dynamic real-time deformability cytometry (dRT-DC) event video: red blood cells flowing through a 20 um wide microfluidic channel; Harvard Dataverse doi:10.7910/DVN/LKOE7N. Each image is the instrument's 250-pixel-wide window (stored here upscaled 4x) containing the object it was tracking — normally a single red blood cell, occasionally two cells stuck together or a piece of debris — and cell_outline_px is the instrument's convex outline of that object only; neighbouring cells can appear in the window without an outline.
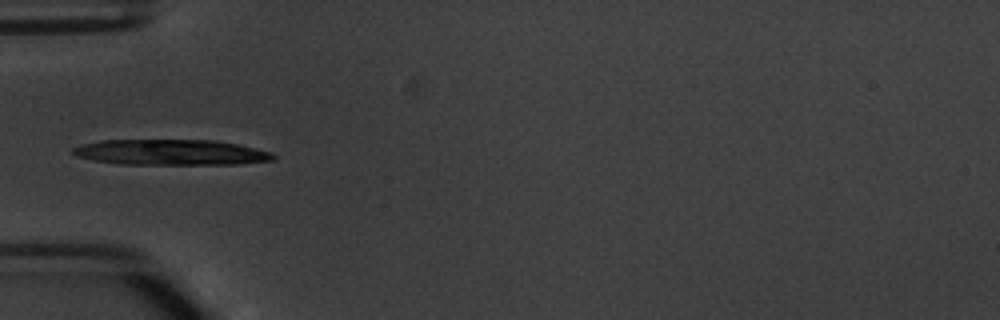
{"species": "common noctule bat (a hibernating species)", "species_latin": "Nyctalus noctula", "temperature_condition": "warm", "stored_images_in_passage": 4, "camera_frame_rate_fps": 3000, "um_per_image_px": 0.085, "animal": {"sex": "male", "body_mass_g": 20.1, "forearm_length_mm": 53.5}, "frame": {"image": 1, "passage_image": 3, "time_ms": 2.333, "image_size_px": [1000, 320], "cell_outline_px": [[276, 156], [272, 160], [236, 164], [120, 164], [96, 160], [76, 156], [72, 152], [72, 148], [84, 144], [100, 140], [216, 140], [236, 144], [272, 152]], "centroid_in_image_um": [14.53, 12.94], "position_along_channel_um": 70.5, "area_um2": 29.65}}